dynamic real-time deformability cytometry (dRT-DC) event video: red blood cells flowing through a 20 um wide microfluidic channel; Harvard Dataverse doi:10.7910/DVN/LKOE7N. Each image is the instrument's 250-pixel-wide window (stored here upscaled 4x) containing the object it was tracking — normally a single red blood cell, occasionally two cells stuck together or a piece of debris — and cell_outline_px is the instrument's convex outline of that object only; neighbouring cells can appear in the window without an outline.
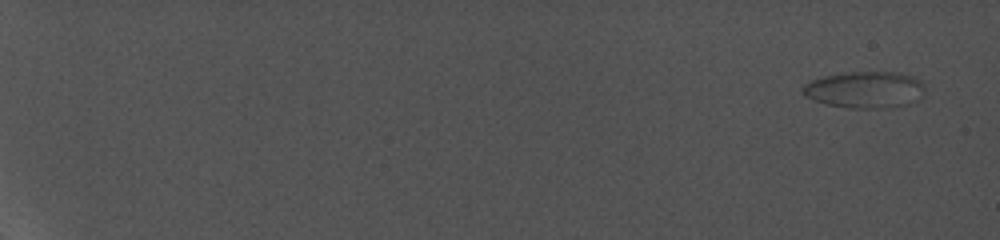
{"species": "common noctule bat (a hibernating species)", "species_latin": "Nyctalus noctula", "temperature_condition": "cold", "stored_images_in_passage": 24, "camera_frame_rate_fps": 5000, "um_per_image_px": 0.085, "animal": {"sex": "female", "body_mass_g": 19.0, "forearm_length_mm": 56.7}, "frame": {"image": 1, "passage_image": 1, "time_ms": 0.0, "image_size_px": [1000, 240], "cell_outline_px": [[924, 96], [920, 100], [884, 108], [848, 108], [828, 104], [804, 96], [800, 88], [804, 84], [812, 80], [824, 76], [848, 72], [900, 72], [912, 76], [920, 80], [924, 84]], "centroid_in_image_um": [73.54, 7.61], "position_along_channel_um": 11.5, "area_um2": 26.13}}
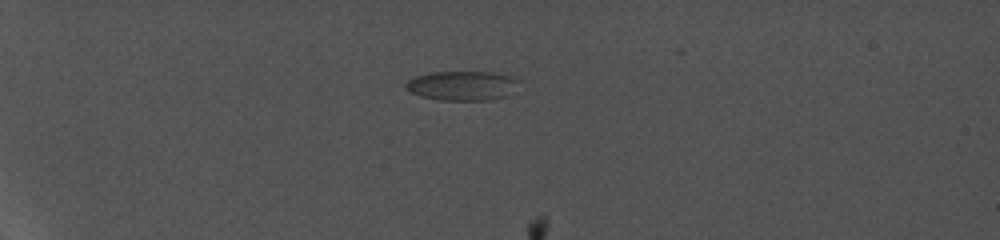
{"frame": {"image": 2, "passage_image": 21, "time_ms": 6.0, "image_size_px": [1000, 240], "cell_outline_px": [[516, 80], [508, 96], [488, 100], [440, 100], [420, 96], [404, 88], [404, 84], [408, 80], [416, 76], [432, 72], [492, 72], [508, 76]], "centroid_in_image_um": [39.19, 7.29], "position_along_channel_um": 45.8, "area_um2": 19.02}}